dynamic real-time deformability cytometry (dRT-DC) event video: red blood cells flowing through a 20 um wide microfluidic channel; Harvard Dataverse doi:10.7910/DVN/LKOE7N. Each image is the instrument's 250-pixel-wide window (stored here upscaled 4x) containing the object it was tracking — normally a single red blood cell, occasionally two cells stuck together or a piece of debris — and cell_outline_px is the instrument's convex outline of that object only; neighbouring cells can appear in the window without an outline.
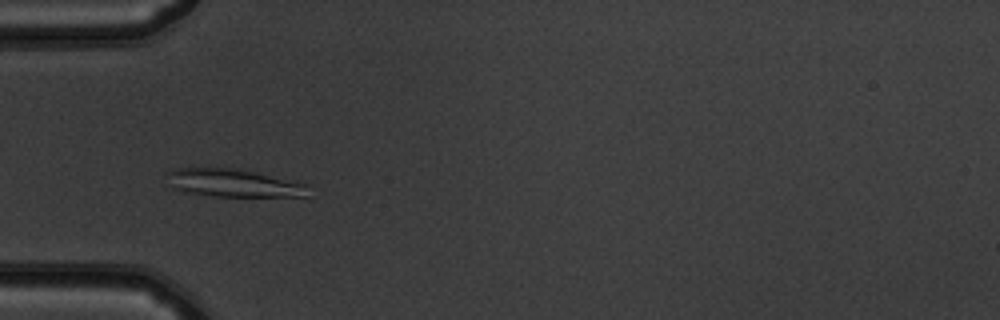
{"species": "common noctule bat (a hibernating species)", "species_latin": "Nyctalus noctula", "temperature_condition": "warm", "stored_images_in_passage": 37, "camera_frame_rate_fps": 3000, "um_per_image_px": 0.085, "animal": {"sex": "male", "body_mass_g": 19.5, "forearm_length_mm": 54.6}, "frame": {"image": 1, "passage_image": 2, "time_ms": 0.333, "image_size_px": [1000, 320], "cell_outline_px": [[308, 196], [216, 196], [184, 192], [172, 188], [164, 172], [176, 168], [236, 168], [308, 184]], "centroid_in_image_um": [19.78, 15.55], "position_along_channel_um": 65.2, "area_um2": 22.89}}
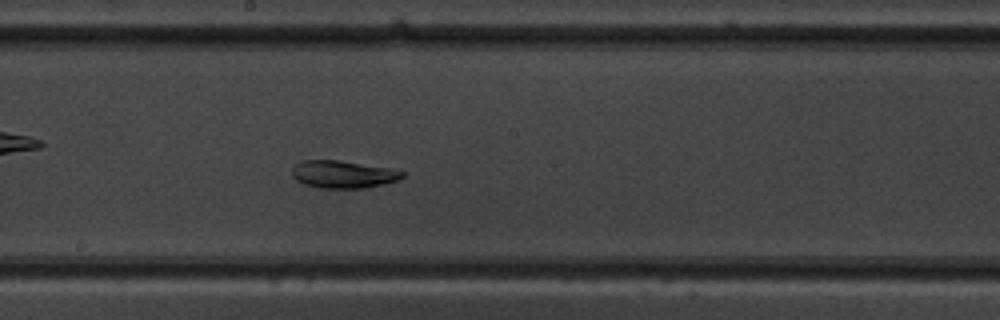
{"frame": {"image": 2, "passage_image": 14, "time_ms": 4.333, "image_size_px": [1000, 320], "cell_outline_px": [[404, 176], [400, 180], [364, 188], [320, 188], [304, 184], [296, 180], [292, 176], [292, 168], [300, 160], [340, 160], [388, 168], [404, 172]], "centroid_in_image_um": [29.13, 14.81], "position_along_channel_um": 219.1, "area_um2": 17.69}}
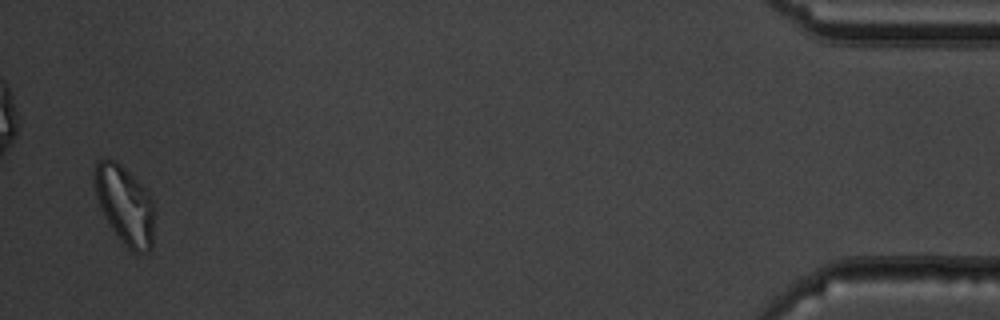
{"frame": {"image": 3, "passage_image": 36, "time_ms": 11.667, "image_size_px": [1000, 320], "cell_outline_px": [[156, 208], [152, 248], [148, 252], [132, 252], [120, 240], [112, 228], [96, 196], [92, 172], [96, 160], [108, 156], [116, 160], [152, 196]], "centroid_in_image_um": [10.64, 17.39], "position_along_channel_um": 424.6, "area_um2": 27.86}}